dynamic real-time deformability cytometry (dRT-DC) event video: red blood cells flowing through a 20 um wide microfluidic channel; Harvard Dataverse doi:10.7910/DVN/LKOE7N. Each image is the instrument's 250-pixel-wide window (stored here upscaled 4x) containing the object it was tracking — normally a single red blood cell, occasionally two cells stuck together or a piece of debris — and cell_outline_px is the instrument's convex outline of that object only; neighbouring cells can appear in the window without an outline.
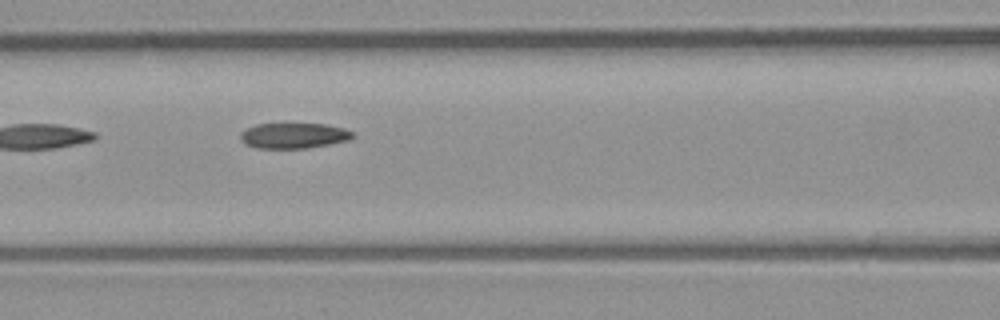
{"species": "common noctule bat (a hibernating species)", "species_latin": "Nyctalus noctula", "temperature_condition": "room temperature", "stored_images_in_passage": 8, "camera_frame_rate_fps": 3000, "um_per_image_px": 0.085, "animal": {"sex": "male", "body_mass_g": 23.1, "forearm_length_mm": 52.7}, "frame": {"image": 1, "passage_image": 7, "time_ms": 2.0, "image_size_px": [1000, 320], "cell_outline_px": [[352, 136], [348, 140], [308, 148], [256, 148], [244, 144], [240, 140], [240, 132], [256, 124], [324, 124], [344, 128], [352, 132]], "centroid_in_image_um": [24.91, 11.53], "position_along_channel_um": 141.7, "area_um2": 16.53}}